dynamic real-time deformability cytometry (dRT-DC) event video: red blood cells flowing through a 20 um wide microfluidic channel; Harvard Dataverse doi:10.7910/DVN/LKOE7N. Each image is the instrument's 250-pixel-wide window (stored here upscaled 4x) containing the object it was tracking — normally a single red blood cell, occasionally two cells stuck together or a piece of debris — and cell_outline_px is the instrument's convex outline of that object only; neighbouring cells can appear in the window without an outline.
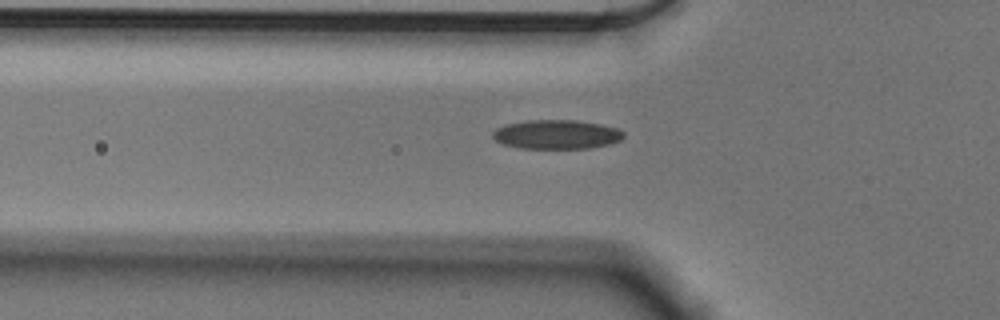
{"species": "Egyptian fruit bat (a non-hibernating species)", "species_latin": "Rousettus aegyptiacus", "temperature_condition": "cold", "stored_images_in_passage": 50, "camera_frame_rate_fps": 3000, "um_per_image_px": 0.085, "animal": {"sex": "male"}, "frame": {"image": 1, "passage_image": 13, "time_ms": 4.0, "image_size_px": [1000, 320], "cell_outline_px": [[624, 136], [620, 140], [608, 144], [588, 148], [520, 148], [504, 144], [496, 140], [492, 136], [492, 132], [496, 128], [504, 124], [528, 120], [576, 120], [600, 124], [616, 128], [624, 132]], "centroid_in_image_um": [47.28, 11.42], "position_along_channel_um": 78.5, "area_um2": 22.14}}
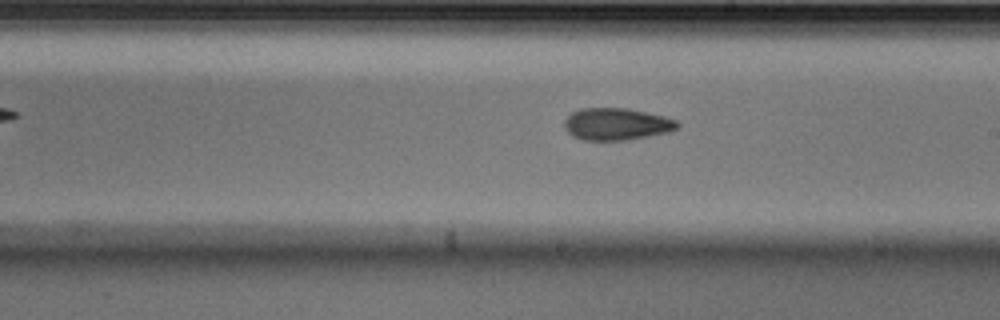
{"frame": {"image": 2, "passage_image": 26, "time_ms": 8.333, "image_size_px": [1000, 320], "cell_outline_px": [[680, 124], [676, 128], [668, 132], [648, 136], [624, 140], [584, 140], [572, 136], [564, 128], [564, 120], [572, 112], [580, 108], [628, 108], [664, 116], [676, 120]], "centroid_in_image_um": [52.38, 10.54], "position_along_channel_um": 236.6, "area_um2": 21.1}}
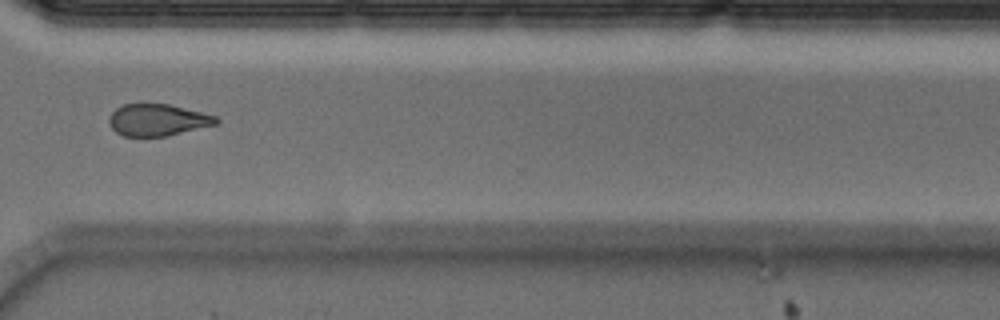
{"frame": {"image": 3, "passage_image": 36, "time_ms": 11.667, "image_size_px": [1000, 320], "cell_outline_px": [[220, 120], [216, 124], [164, 136], [124, 136], [116, 132], [112, 128], [108, 120], [108, 116], [116, 108], [124, 104], [168, 104], [216, 116]], "centroid_in_image_um": [13.35, 10.19], "position_along_channel_um": 357.2, "area_um2": 19.54}}